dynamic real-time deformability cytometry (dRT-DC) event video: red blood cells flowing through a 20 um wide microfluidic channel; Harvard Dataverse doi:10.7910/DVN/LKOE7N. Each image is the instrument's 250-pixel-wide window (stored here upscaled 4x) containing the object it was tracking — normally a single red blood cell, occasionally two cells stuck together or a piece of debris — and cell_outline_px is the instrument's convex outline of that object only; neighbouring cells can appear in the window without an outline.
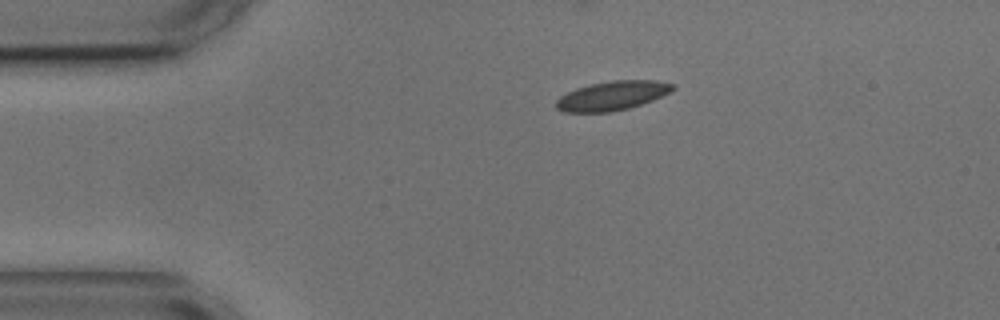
{"species": "common noctule bat (a hibernating species)", "species_latin": "Nyctalus noctula", "temperature_condition": "cold", "stored_images_in_passage": 3, "camera_frame_rate_fps": 3000, "um_per_image_px": 0.085, "animal": {"sex": "male", "body_mass_g": 17.9, "forearm_length_mm": 54.2}, "frame": {"image": 1, "passage_image": 1, "time_ms": 0.0, "image_size_px": [1000, 320], "cell_outline_px": [[676, 88], [652, 100], [628, 108], [608, 112], [564, 112], [556, 108], [556, 100], [560, 96], [576, 88], [588, 84], [612, 80], [656, 80], [676, 84]], "centroid_in_image_um": [52.03, 8.12], "position_along_channel_um": 33.0, "area_um2": 19.77}}
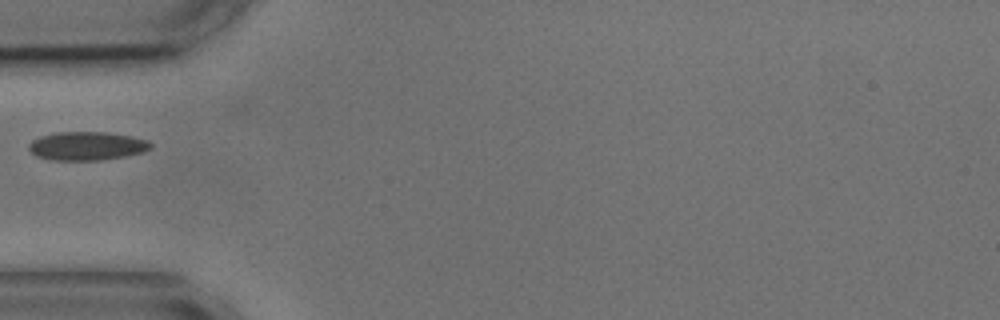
{"frame": {"image": 2, "passage_image": 3, "time_ms": 2.333, "image_size_px": [1000, 320], "cell_outline_px": [[152, 148], [144, 152], [124, 156], [100, 160], [52, 160], [36, 156], [28, 148], [28, 144], [32, 140], [40, 136], [56, 132], [104, 132], [132, 136], [148, 140], [152, 144]], "centroid_in_image_um": [7.39, 12.4], "position_along_channel_um": 77.6, "area_um2": 20.35}}